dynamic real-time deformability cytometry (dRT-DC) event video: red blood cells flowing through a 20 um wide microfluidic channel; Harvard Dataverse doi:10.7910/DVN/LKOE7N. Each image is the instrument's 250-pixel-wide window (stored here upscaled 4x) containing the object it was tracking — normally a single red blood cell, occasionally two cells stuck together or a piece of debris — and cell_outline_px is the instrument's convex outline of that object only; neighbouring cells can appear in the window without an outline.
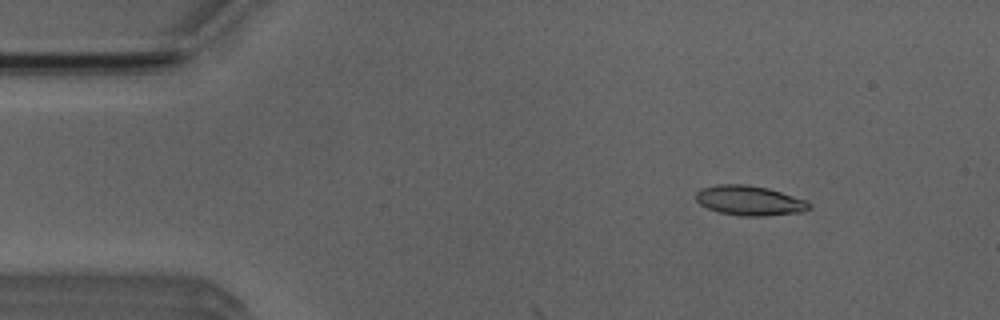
{"species": "Egyptian fruit bat (a non-hibernating species)", "species_latin": "Rousettus aegyptiacus", "temperature_condition": "room temperature", "stored_images_in_passage": 5, "camera_frame_rate_fps": 3000, "um_per_image_px": 0.085, "animal": {"sex": "male"}, "frame": {"image": 1, "passage_image": 2, "time_ms": 1.333, "image_size_px": [1000, 320], "cell_outline_px": [[812, 208], [804, 212], [764, 216], [740, 216], [720, 212], [708, 208], [700, 204], [696, 200], [696, 192], [700, 188], [716, 184], [744, 184], [768, 188], [804, 200], [812, 204]], "centroid_in_image_um": [63.7, 17.05], "position_along_channel_um": 21.3, "area_um2": 19.71}}